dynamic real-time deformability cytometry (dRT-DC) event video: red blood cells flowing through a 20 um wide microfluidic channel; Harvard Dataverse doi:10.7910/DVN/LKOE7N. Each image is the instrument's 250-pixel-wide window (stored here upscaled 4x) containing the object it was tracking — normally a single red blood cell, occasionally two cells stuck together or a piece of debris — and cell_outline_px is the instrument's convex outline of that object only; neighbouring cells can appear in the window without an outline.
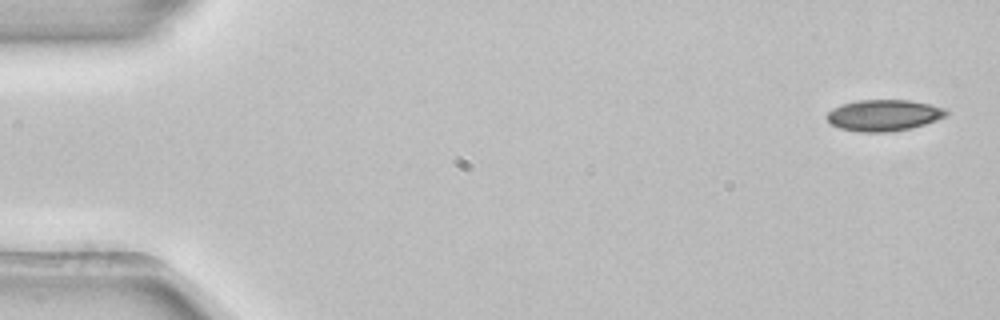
{"species": "common noctule bat (a hibernating species)", "species_latin": "Nyctalus noctula", "temperature_condition": "room temperature", "stored_images_in_passage": 5, "camera_frame_rate_fps": 3000, "um_per_image_px": 0.085, "animal": {"sex": "female", "body_mass_g": 22.7, "forearm_length_mm": 54.2}, "frame": {"image": 1, "passage_image": 1, "time_ms": 0.0, "image_size_px": [1000, 320], "cell_outline_px": [[948, 116], [912, 128], [888, 132], [860, 132], [840, 128], [832, 124], [824, 116], [832, 108], [856, 100], [912, 100], [944, 108], [948, 112]], "centroid_in_image_um": [75.12, 9.8], "position_along_channel_um": 9.9, "area_um2": 21.79}}
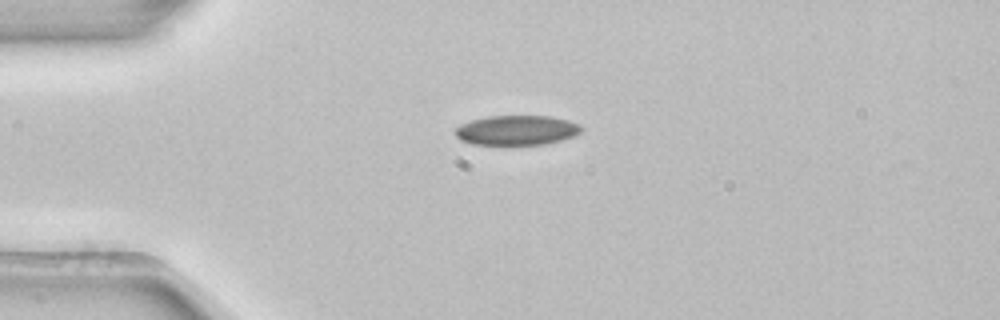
{"frame": {"image": 2, "passage_image": 4, "time_ms": 1.0, "image_size_px": [1000, 320], "cell_outline_px": [[584, 128], [580, 132], [572, 136], [560, 140], [544, 144], [504, 148], [472, 144], [460, 140], [456, 136], [456, 128], [460, 124], [472, 120], [488, 116], [552, 116], [568, 120], [580, 124]], "centroid_in_image_um": [43.89, 11.12], "position_along_channel_um": 41.1, "area_um2": 22.77}}
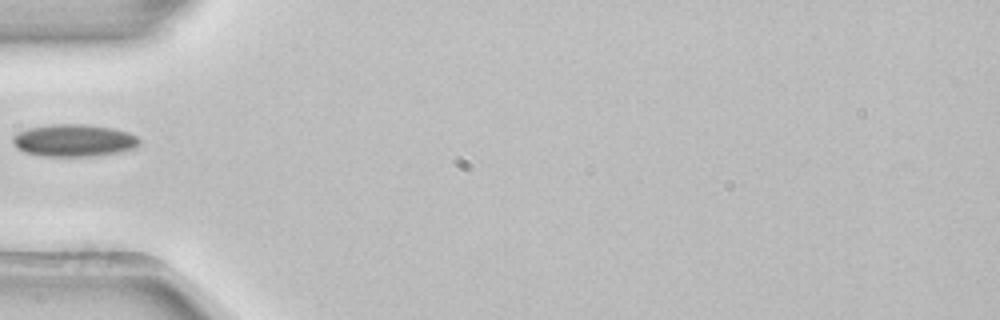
{"frame": {"image": 3, "passage_image": 5, "time_ms": 1.333, "image_size_px": [1000, 320], "cell_outline_px": [[140, 144], [136, 148], [120, 152], [92, 156], [40, 156], [24, 152], [16, 148], [12, 140], [12, 136], [28, 128], [52, 124], [84, 124], [112, 128], [128, 132], [136, 136], [140, 140]], "centroid_in_image_um": [6.28, 11.94], "position_along_channel_um": 78.7, "area_um2": 23.93}}